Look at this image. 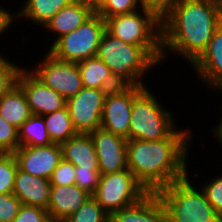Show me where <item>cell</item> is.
<instances>
[{
  "instance_id": "cell-25",
  "label": "cell",
  "mask_w": 222,
  "mask_h": 222,
  "mask_svg": "<svg viewBox=\"0 0 222 222\" xmlns=\"http://www.w3.org/2000/svg\"><path fill=\"white\" fill-rule=\"evenodd\" d=\"M20 146H47L52 144L43 116L32 114L18 129Z\"/></svg>"
},
{
  "instance_id": "cell-2",
  "label": "cell",
  "mask_w": 222,
  "mask_h": 222,
  "mask_svg": "<svg viewBox=\"0 0 222 222\" xmlns=\"http://www.w3.org/2000/svg\"><path fill=\"white\" fill-rule=\"evenodd\" d=\"M220 25L218 0H177L161 20L162 61L166 53H174L192 64Z\"/></svg>"
},
{
  "instance_id": "cell-26",
  "label": "cell",
  "mask_w": 222,
  "mask_h": 222,
  "mask_svg": "<svg viewBox=\"0 0 222 222\" xmlns=\"http://www.w3.org/2000/svg\"><path fill=\"white\" fill-rule=\"evenodd\" d=\"M110 215L91 196L73 214L68 216L63 222H109Z\"/></svg>"
},
{
  "instance_id": "cell-27",
  "label": "cell",
  "mask_w": 222,
  "mask_h": 222,
  "mask_svg": "<svg viewBox=\"0 0 222 222\" xmlns=\"http://www.w3.org/2000/svg\"><path fill=\"white\" fill-rule=\"evenodd\" d=\"M17 169L18 165L13 153L0 155V194L13 193Z\"/></svg>"
},
{
  "instance_id": "cell-15",
  "label": "cell",
  "mask_w": 222,
  "mask_h": 222,
  "mask_svg": "<svg viewBox=\"0 0 222 222\" xmlns=\"http://www.w3.org/2000/svg\"><path fill=\"white\" fill-rule=\"evenodd\" d=\"M191 66L207 88L222 93V24L215 30L207 48Z\"/></svg>"
},
{
  "instance_id": "cell-17",
  "label": "cell",
  "mask_w": 222,
  "mask_h": 222,
  "mask_svg": "<svg viewBox=\"0 0 222 222\" xmlns=\"http://www.w3.org/2000/svg\"><path fill=\"white\" fill-rule=\"evenodd\" d=\"M92 195L76 184L51 185L50 200L47 208L52 222H63L75 213Z\"/></svg>"
},
{
  "instance_id": "cell-38",
  "label": "cell",
  "mask_w": 222,
  "mask_h": 222,
  "mask_svg": "<svg viewBox=\"0 0 222 222\" xmlns=\"http://www.w3.org/2000/svg\"><path fill=\"white\" fill-rule=\"evenodd\" d=\"M94 12H97L106 2V0H81Z\"/></svg>"
},
{
  "instance_id": "cell-10",
  "label": "cell",
  "mask_w": 222,
  "mask_h": 222,
  "mask_svg": "<svg viewBox=\"0 0 222 222\" xmlns=\"http://www.w3.org/2000/svg\"><path fill=\"white\" fill-rule=\"evenodd\" d=\"M145 86H120L106 93L100 127L129 140L134 97Z\"/></svg>"
},
{
  "instance_id": "cell-6",
  "label": "cell",
  "mask_w": 222,
  "mask_h": 222,
  "mask_svg": "<svg viewBox=\"0 0 222 222\" xmlns=\"http://www.w3.org/2000/svg\"><path fill=\"white\" fill-rule=\"evenodd\" d=\"M105 30L125 43L140 47H162L161 20L151 11L138 9L105 19Z\"/></svg>"
},
{
  "instance_id": "cell-20",
  "label": "cell",
  "mask_w": 222,
  "mask_h": 222,
  "mask_svg": "<svg viewBox=\"0 0 222 222\" xmlns=\"http://www.w3.org/2000/svg\"><path fill=\"white\" fill-rule=\"evenodd\" d=\"M62 157L81 169H99L93 140L89 133H77L61 144Z\"/></svg>"
},
{
  "instance_id": "cell-22",
  "label": "cell",
  "mask_w": 222,
  "mask_h": 222,
  "mask_svg": "<svg viewBox=\"0 0 222 222\" xmlns=\"http://www.w3.org/2000/svg\"><path fill=\"white\" fill-rule=\"evenodd\" d=\"M74 0H24L21 9L14 13L13 19L22 20L25 18L32 24L44 26L59 10L69 5ZM22 18V19H19Z\"/></svg>"
},
{
  "instance_id": "cell-1",
  "label": "cell",
  "mask_w": 222,
  "mask_h": 222,
  "mask_svg": "<svg viewBox=\"0 0 222 222\" xmlns=\"http://www.w3.org/2000/svg\"><path fill=\"white\" fill-rule=\"evenodd\" d=\"M192 140L188 129H176L168 138L156 141L127 140V168L148 192H157L188 176Z\"/></svg>"
},
{
  "instance_id": "cell-29",
  "label": "cell",
  "mask_w": 222,
  "mask_h": 222,
  "mask_svg": "<svg viewBox=\"0 0 222 222\" xmlns=\"http://www.w3.org/2000/svg\"><path fill=\"white\" fill-rule=\"evenodd\" d=\"M3 56L0 52V98L16 84L18 73L22 68Z\"/></svg>"
},
{
  "instance_id": "cell-33",
  "label": "cell",
  "mask_w": 222,
  "mask_h": 222,
  "mask_svg": "<svg viewBox=\"0 0 222 222\" xmlns=\"http://www.w3.org/2000/svg\"><path fill=\"white\" fill-rule=\"evenodd\" d=\"M22 203L13 194H0V222H12L19 213Z\"/></svg>"
},
{
  "instance_id": "cell-34",
  "label": "cell",
  "mask_w": 222,
  "mask_h": 222,
  "mask_svg": "<svg viewBox=\"0 0 222 222\" xmlns=\"http://www.w3.org/2000/svg\"><path fill=\"white\" fill-rule=\"evenodd\" d=\"M51 185L75 184V166L62 158L50 177Z\"/></svg>"
},
{
  "instance_id": "cell-30",
  "label": "cell",
  "mask_w": 222,
  "mask_h": 222,
  "mask_svg": "<svg viewBox=\"0 0 222 222\" xmlns=\"http://www.w3.org/2000/svg\"><path fill=\"white\" fill-rule=\"evenodd\" d=\"M19 147L18 129L0 115V152L14 153Z\"/></svg>"
},
{
  "instance_id": "cell-8",
  "label": "cell",
  "mask_w": 222,
  "mask_h": 222,
  "mask_svg": "<svg viewBox=\"0 0 222 222\" xmlns=\"http://www.w3.org/2000/svg\"><path fill=\"white\" fill-rule=\"evenodd\" d=\"M148 191L127 168L101 175L95 193L97 203L109 214L130 206L144 197Z\"/></svg>"
},
{
  "instance_id": "cell-4",
  "label": "cell",
  "mask_w": 222,
  "mask_h": 222,
  "mask_svg": "<svg viewBox=\"0 0 222 222\" xmlns=\"http://www.w3.org/2000/svg\"><path fill=\"white\" fill-rule=\"evenodd\" d=\"M145 86L133 99L129 140L156 141L168 138L178 127L173 114Z\"/></svg>"
},
{
  "instance_id": "cell-13",
  "label": "cell",
  "mask_w": 222,
  "mask_h": 222,
  "mask_svg": "<svg viewBox=\"0 0 222 222\" xmlns=\"http://www.w3.org/2000/svg\"><path fill=\"white\" fill-rule=\"evenodd\" d=\"M18 168L33 176L50 179L62 160L60 144L20 146L14 153Z\"/></svg>"
},
{
  "instance_id": "cell-41",
  "label": "cell",
  "mask_w": 222,
  "mask_h": 222,
  "mask_svg": "<svg viewBox=\"0 0 222 222\" xmlns=\"http://www.w3.org/2000/svg\"><path fill=\"white\" fill-rule=\"evenodd\" d=\"M219 1V6H220V16H221V24H222V0Z\"/></svg>"
},
{
  "instance_id": "cell-32",
  "label": "cell",
  "mask_w": 222,
  "mask_h": 222,
  "mask_svg": "<svg viewBox=\"0 0 222 222\" xmlns=\"http://www.w3.org/2000/svg\"><path fill=\"white\" fill-rule=\"evenodd\" d=\"M204 185V186H203ZM201 186L206 199L216 213L222 212V173L221 176H214L211 181Z\"/></svg>"
},
{
  "instance_id": "cell-7",
  "label": "cell",
  "mask_w": 222,
  "mask_h": 222,
  "mask_svg": "<svg viewBox=\"0 0 222 222\" xmlns=\"http://www.w3.org/2000/svg\"><path fill=\"white\" fill-rule=\"evenodd\" d=\"M104 31L105 19L95 12L76 30L59 38L48 52L61 61L74 63L96 57Z\"/></svg>"
},
{
  "instance_id": "cell-12",
  "label": "cell",
  "mask_w": 222,
  "mask_h": 222,
  "mask_svg": "<svg viewBox=\"0 0 222 222\" xmlns=\"http://www.w3.org/2000/svg\"><path fill=\"white\" fill-rule=\"evenodd\" d=\"M16 84L23 90L32 114L43 116L66 106V99L22 67Z\"/></svg>"
},
{
  "instance_id": "cell-40",
  "label": "cell",
  "mask_w": 222,
  "mask_h": 222,
  "mask_svg": "<svg viewBox=\"0 0 222 222\" xmlns=\"http://www.w3.org/2000/svg\"><path fill=\"white\" fill-rule=\"evenodd\" d=\"M206 222H222L220 218V214L216 213L214 216H212L209 220H206Z\"/></svg>"
},
{
  "instance_id": "cell-23",
  "label": "cell",
  "mask_w": 222,
  "mask_h": 222,
  "mask_svg": "<svg viewBox=\"0 0 222 222\" xmlns=\"http://www.w3.org/2000/svg\"><path fill=\"white\" fill-rule=\"evenodd\" d=\"M0 115L17 129L32 115L26 96L17 84L0 98Z\"/></svg>"
},
{
  "instance_id": "cell-39",
  "label": "cell",
  "mask_w": 222,
  "mask_h": 222,
  "mask_svg": "<svg viewBox=\"0 0 222 222\" xmlns=\"http://www.w3.org/2000/svg\"><path fill=\"white\" fill-rule=\"evenodd\" d=\"M220 118L221 119L219 120L218 125L213 126V129L210 130L213 134H215L214 136L217 137L216 139L219 140V145L222 147V116Z\"/></svg>"
},
{
  "instance_id": "cell-19",
  "label": "cell",
  "mask_w": 222,
  "mask_h": 222,
  "mask_svg": "<svg viewBox=\"0 0 222 222\" xmlns=\"http://www.w3.org/2000/svg\"><path fill=\"white\" fill-rule=\"evenodd\" d=\"M95 12L81 0H74L69 5L59 10L42 27L55 35L53 45L59 38L80 27Z\"/></svg>"
},
{
  "instance_id": "cell-37",
  "label": "cell",
  "mask_w": 222,
  "mask_h": 222,
  "mask_svg": "<svg viewBox=\"0 0 222 222\" xmlns=\"http://www.w3.org/2000/svg\"><path fill=\"white\" fill-rule=\"evenodd\" d=\"M10 10H8L7 8L4 9L2 7H0V36L1 34H3L4 32L8 30H10V26L13 23L14 19H13V14L11 12H9ZM1 38V37H0Z\"/></svg>"
},
{
  "instance_id": "cell-31",
  "label": "cell",
  "mask_w": 222,
  "mask_h": 222,
  "mask_svg": "<svg viewBox=\"0 0 222 222\" xmlns=\"http://www.w3.org/2000/svg\"><path fill=\"white\" fill-rule=\"evenodd\" d=\"M101 177L99 169H81L75 167V184L89 194L93 195Z\"/></svg>"
},
{
  "instance_id": "cell-9",
  "label": "cell",
  "mask_w": 222,
  "mask_h": 222,
  "mask_svg": "<svg viewBox=\"0 0 222 222\" xmlns=\"http://www.w3.org/2000/svg\"><path fill=\"white\" fill-rule=\"evenodd\" d=\"M31 68L29 70L39 80L66 100L75 96L83 88L78 64L61 61L48 51L44 54L42 62Z\"/></svg>"
},
{
  "instance_id": "cell-14",
  "label": "cell",
  "mask_w": 222,
  "mask_h": 222,
  "mask_svg": "<svg viewBox=\"0 0 222 222\" xmlns=\"http://www.w3.org/2000/svg\"><path fill=\"white\" fill-rule=\"evenodd\" d=\"M93 140L101 175L127 169V140L101 127L89 133Z\"/></svg>"
},
{
  "instance_id": "cell-16",
  "label": "cell",
  "mask_w": 222,
  "mask_h": 222,
  "mask_svg": "<svg viewBox=\"0 0 222 222\" xmlns=\"http://www.w3.org/2000/svg\"><path fill=\"white\" fill-rule=\"evenodd\" d=\"M109 222H168V213L157 192H148L138 202L113 212Z\"/></svg>"
},
{
  "instance_id": "cell-11",
  "label": "cell",
  "mask_w": 222,
  "mask_h": 222,
  "mask_svg": "<svg viewBox=\"0 0 222 222\" xmlns=\"http://www.w3.org/2000/svg\"><path fill=\"white\" fill-rule=\"evenodd\" d=\"M107 90L83 87L66 100V106L77 133H90L100 128Z\"/></svg>"
},
{
  "instance_id": "cell-18",
  "label": "cell",
  "mask_w": 222,
  "mask_h": 222,
  "mask_svg": "<svg viewBox=\"0 0 222 222\" xmlns=\"http://www.w3.org/2000/svg\"><path fill=\"white\" fill-rule=\"evenodd\" d=\"M50 179L33 176L17 169L13 194L24 205L48 208L50 200Z\"/></svg>"
},
{
  "instance_id": "cell-3",
  "label": "cell",
  "mask_w": 222,
  "mask_h": 222,
  "mask_svg": "<svg viewBox=\"0 0 222 222\" xmlns=\"http://www.w3.org/2000/svg\"><path fill=\"white\" fill-rule=\"evenodd\" d=\"M96 57L104 62L121 86H146L142 81L145 74L155 69L163 59L162 47H140L125 43L106 30Z\"/></svg>"
},
{
  "instance_id": "cell-28",
  "label": "cell",
  "mask_w": 222,
  "mask_h": 222,
  "mask_svg": "<svg viewBox=\"0 0 222 222\" xmlns=\"http://www.w3.org/2000/svg\"><path fill=\"white\" fill-rule=\"evenodd\" d=\"M140 8L139 0H106L97 13L106 19L116 15L131 13Z\"/></svg>"
},
{
  "instance_id": "cell-35",
  "label": "cell",
  "mask_w": 222,
  "mask_h": 222,
  "mask_svg": "<svg viewBox=\"0 0 222 222\" xmlns=\"http://www.w3.org/2000/svg\"><path fill=\"white\" fill-rule=\"evenodd\" d=\"M12 222H52L46 209L37 206L24 205Z\"/></svg>"
},
{
  "instance_id": "cell-21",
  "label": "cell",
  "mask_w": 222,
  "mask_h": 222,
  "mask_svg": "<svg viewBox=\"0 0 222 222\" xmlns=\"http://www.w3.org/2000/svg\"><path fill=\"white\" fill-rule=\"evenodd\" d=\"M77 64L83 87L111 91L121 86L112 76L110 69L97 57L85 59Z\"/></svg>"
},
{
  "instance_id": "cell-24",
  "label": "cell",
  "mask_w": 222,
  "mask_h": 222,
  "mask_svg": "<svg viewBox=\"0 0 222 222\" xmlns=\"http://www.w3.org/2000/svg\"><path fill=\"white\" fill-rule=\"evenodd\" d=\"M48 135L52 143L62 144L77 134L74 129L67 106L43 115Z\"/></svg>"
},
{
  "instance_id": "cell-5",
  "label": "cell",
  "mask_w": 222,
  "mask_h": 222,
  "mask_svg": "<svg viewBox=\"0 0 222 222\" xmlns=\"http://www.w3.org/2000/svg\"><path fill=\"white\" fill-rule=\"evenodd\" d=\"M189 176L157 191L166 207L168 222H206L216 214L202 189H197Z\"/></svg>"
},
{
  "instance_id": "cell-36",
  "label": "cell",
  "mask_w": 222,
  "mask_h": 222,
  "mask_svg": "<svg viewBox=\"0 0 222 222\" xmlns=\"http://www.w3.org/2000/svg\"><path fill=\"white\" fill-rule=\"evenodd\" d=\"M177 0H139L142 9L149 10L162 20L173 8Z\"/></svg>"
}]
</instances>
